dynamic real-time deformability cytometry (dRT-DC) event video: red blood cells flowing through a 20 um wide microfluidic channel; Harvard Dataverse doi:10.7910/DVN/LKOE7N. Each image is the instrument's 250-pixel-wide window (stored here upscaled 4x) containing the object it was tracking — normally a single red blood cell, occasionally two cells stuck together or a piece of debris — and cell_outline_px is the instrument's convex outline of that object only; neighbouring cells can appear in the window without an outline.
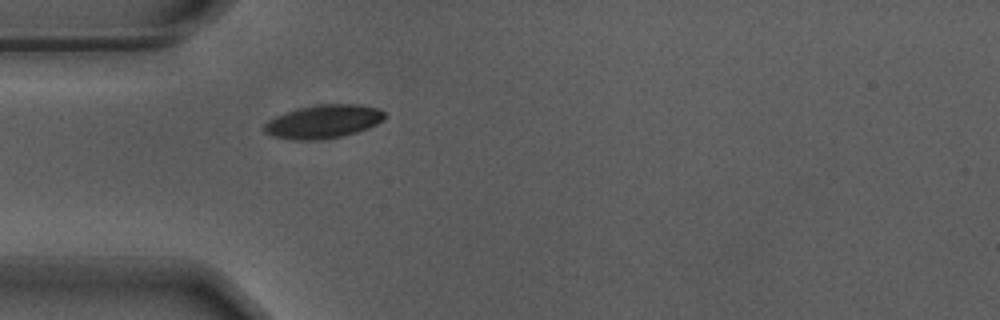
{"species": "Egyptian fruit bat (a non-hibernating species)", "species_latin": "Rousettus aegyptiacus", "temperature_condition": "warm", "stored_images_in_passage": 40, "camera_frame_rate_fps": 3000, "um_per_image_px": 0.085, "animal": {"sex": "male"}, "frame": {"image": 1, "passage_image": 1, "time_ms": 0.0, "image_size_px": [1000, 320], "cell_outline_px": [[384, 116], [376, 124], [368, 128], [344, 136], [316, 140], [296, 140], [272, 136], [264, 132], [264, 124], [268, 120], [276, 116], [300, 108], [320, 104], [360, 104], [376, 108], [384, 112]], "centroid_in_image_um": [27.46, 10.34], "position_along_channel_um": 57.5, "area_um2": 23.18}}
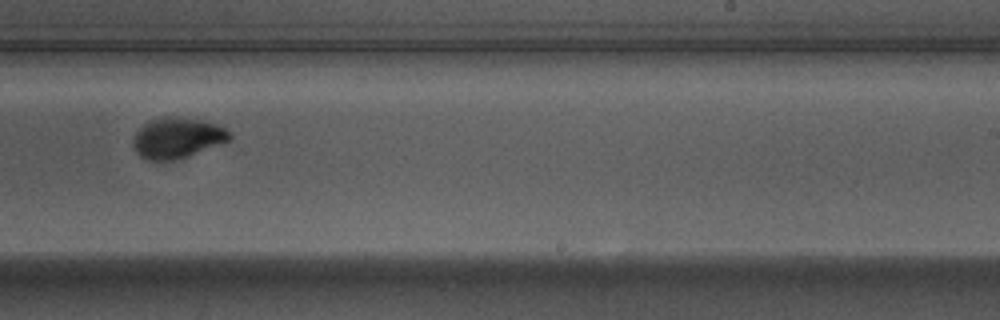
{"frame": {"image": 2, "passage_image": 19, "time_ms": 6.0, "image_size_px": [1000, 320], "cell_outline_px": [[232, 136], [228, 140], [188, 156], [176, 160], [148, 160], [140, 156], [136, 152], [132, 144], [132, 140], [136, 132], [148, 120], [160, 116], [176, 116], [200, 120], [216, 124], [224, 128]], "centroid_in_image_um": [15.0, 11.71], "position_along_channel_um": 274.0, "area_um2": 22.72}}
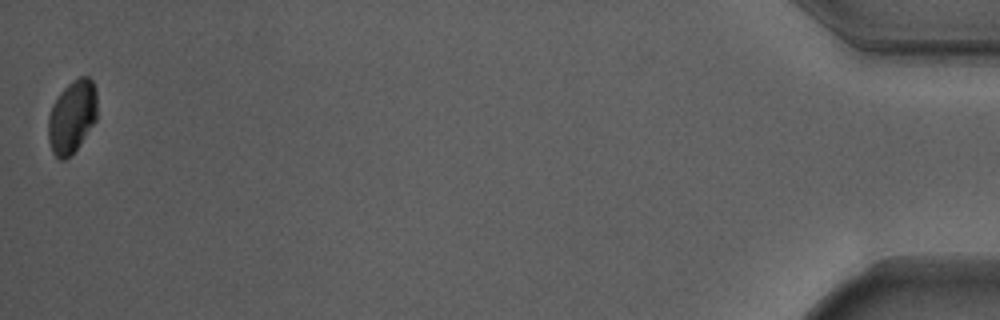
{"frame": {"image": 3, "passage_image": 40, "time_ms": 13.0, "image_size_px": [1000, 320], "cell_outline_px": [[96, 120], [76, 148], [64, 160], [60, 160], [52, 152], [48, 140], [48, 116], [52, 104], [60, 92], [72, 80], [80, 76], [88, 76], [92, 80], [96, 88]], "centroid_in_image_um": [6.1, 9.88], "position_along_channel_um": 429.1, "area_um2": 20.69}, "authors_computed_cell_mechanics": {"area_um2": 22.3397, "velocity_mm_per_s": 3.6705, "shape_relaxation_time_tau1_ms": 2.2541, "shape_relaxation_time_tau2_ms": null, "deformation_change_tau1": 0.1677, "deformation_change_tau2": null}}